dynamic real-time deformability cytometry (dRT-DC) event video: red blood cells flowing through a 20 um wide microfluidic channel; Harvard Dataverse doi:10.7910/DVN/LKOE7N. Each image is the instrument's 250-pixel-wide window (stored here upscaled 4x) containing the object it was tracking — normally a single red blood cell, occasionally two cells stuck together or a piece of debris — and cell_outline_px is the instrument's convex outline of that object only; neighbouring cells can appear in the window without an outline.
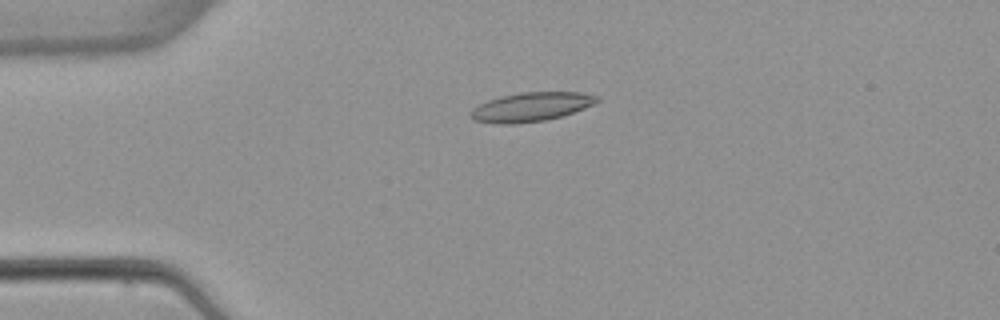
{"species": "common noctule bat (a hibernating species)", "species_latin": "Nyctalus noctula", "temperature_condition": "warm", "stored_images_in_passage": 5, "camera_frame_rate_fps": 3000, "um_per_image_px": 0.085, "animal": {"sex": "female", "body_mass_g": 22.7, "forearm_length_mm": 54.2}, "frame": {"image": 1, "passage_image": 3, "time_ms": 3.333, "image_size_px": [1000, 320], "cell_outline_px": [[600, 100], [584, 108], [560, 116], [544, 120], [512, 124], [496, 124], [472, 120], [468, 116], [468, 112], [472, 108], [488, 100], [500, 96], [520, 92], [580, 92], [600, 96]], "centroid_in_image_um": [45.08, 9.08], "position_along_channel_um": 39.9, "area_um2": 21.44}}
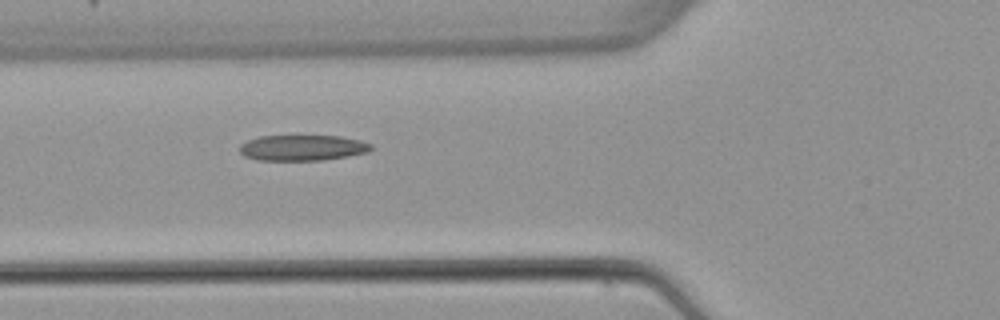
{"frame": {"image": 2, "passage_image": 5, "time_ms": 5.667, "image_size_px": [1000, 320], "cell_outline_px": [[372, 148], [368, 152], [348, 156], [324, 160], [256, 160], [244, 156], [240, 152], [240, 144], [248, 140], [260, 136], [340, 136], [360, 140], [372, 144]], "centroid_in_image_um": [25.71, 12.56], "position_along_channel_um": 100.1, "area_um2": 19.71}}